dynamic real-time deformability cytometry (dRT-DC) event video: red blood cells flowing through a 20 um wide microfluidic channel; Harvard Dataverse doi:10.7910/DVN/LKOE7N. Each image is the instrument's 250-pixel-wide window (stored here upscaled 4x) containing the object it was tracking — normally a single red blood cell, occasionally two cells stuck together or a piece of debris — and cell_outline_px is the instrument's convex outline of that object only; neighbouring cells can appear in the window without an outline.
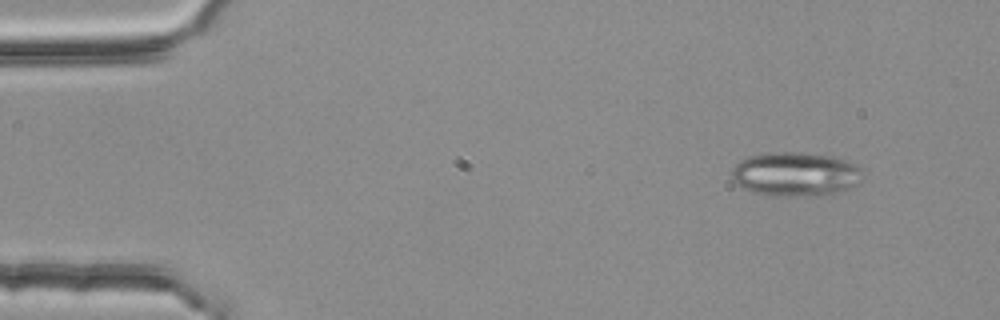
{"species": "common noctule bat (a hibernating species)", "species_latin": "Nyctalus noctula", "temperature_condition": "room temperature", "stored_images_in_passage": 5, "segment_of_instrument_passage": [1, 2], "camera_frame_rate_fps": 3000, "um_per_image_px": 0.085, "animal": {"sex": "female", "body_mass_g": 25.1}, "frame": {"image": 1, "passage_image": 1, "time_ms": 0.0, "image_size_px": [1000, 320], "cell_outline_px": [[864, 172], [856, 184], [848, 188], [836, 192], [804, 196], [776, 196], [752, 192], [736, 184], [732, 180], [732, 168], [740, 160], [748, 156], [772, 152], [792, 152], [832, 156], [848, 160], [864, 168]], "centroid_in_image_um": [67.61, 14.79], "position_along_channel_um": 17.4, "area_um2": 33.64}}